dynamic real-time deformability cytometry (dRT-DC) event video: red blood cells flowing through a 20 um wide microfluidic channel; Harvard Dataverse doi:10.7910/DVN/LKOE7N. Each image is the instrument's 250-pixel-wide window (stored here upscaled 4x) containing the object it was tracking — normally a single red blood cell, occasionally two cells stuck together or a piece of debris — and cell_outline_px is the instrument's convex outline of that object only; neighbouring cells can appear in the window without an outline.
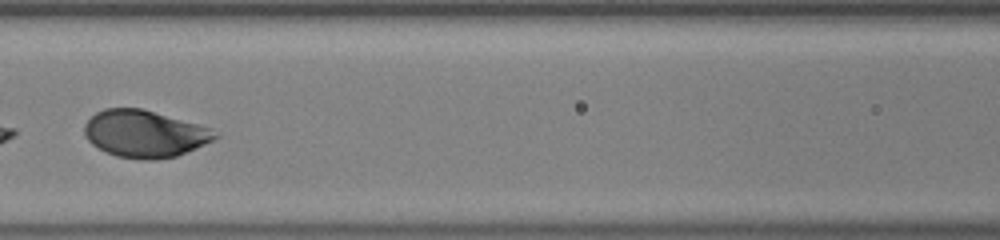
{"species": "human", "species_latin": "Homo sapiens", "temperature_condition": "warm", "stored_images_in_passage": 39, "camera_frame_rate_fps": 3000, "um_per_image_px": 0.085, "donor": {"sex": "male"}, "frame": {"image": 1, "passage_image": 18, "time_ms": 5.667, "image_size_px": [1000, 240], "cell_outline_px": [[220, 136], [196, 148], [176, 156], [156, 160], [140, 160], [116, 156], [92, 144], [88, 140], [84, 132], [84, 124], [96, 112], [104, 108], [140, 108], [212, 128]], "centroid_in_image_um": [12.29, 11.38], "position_along_channel_um": 154.3, "area_um2": 35.66}}
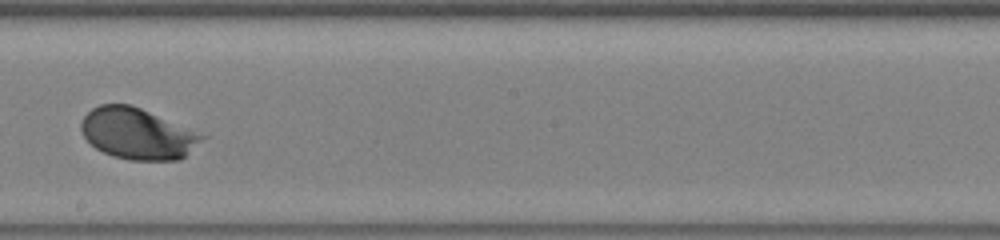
{"frame": {"image": 2, "passage_image": 24, "time_ms": 7.667, "image_size_px": [1000, 240], "cell_outline_px": [[208, 136], [180, 160], [128, 160], [112, 156], [96, 148], [84, 136], [80, 128], [80, 124], [84, 116], [92, 108], [100, 104], [128, 104], [140, 108]], "centroid_in_image_um": [11.68, 11.37], "position_along_channel_um": 236.5, "area_um2": 35.78}, "authors_computed_cell_mechanics": {"area_um2": 35.7782, "velocity_mm_per_s": 4.1498, "shape_relaxation_time_tau1_ms": 2.2197, "shape_relaxation_time_tau2_ms": null, "deformation_change_tau1": 0.1433, "deformation_change_tau2": null}}